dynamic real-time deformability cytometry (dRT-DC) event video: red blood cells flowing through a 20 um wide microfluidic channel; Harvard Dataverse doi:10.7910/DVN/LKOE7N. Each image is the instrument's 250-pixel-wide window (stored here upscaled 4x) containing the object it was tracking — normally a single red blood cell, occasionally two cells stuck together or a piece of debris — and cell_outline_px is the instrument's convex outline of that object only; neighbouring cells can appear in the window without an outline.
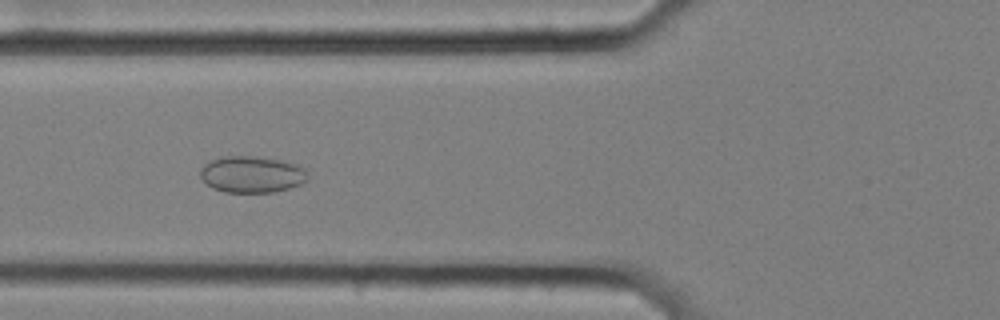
{"species": "common noctule bat (a hibernating species)", "species_latin": "Nyctalus noctula", "temperature_condition": "cold", "stored_images_in_passage": 59, "camera_frame_rate_fps": 3000, "um_per_image_px": 0.085, "animal": {"sex": "female", "body_mass_g": 25.1}, "frame": {"image": 1, "passage_image": 23, "time_ms": 7.333, "image_size_px": [1000, 320], "cell_outline_px": [[308, 180], [300, 184], [276, 192], [224, 192], [212, 188], [200, 176], [200, 168], [204, 164], [220, 156], [256, 156], [280, 160], [296, 164], [304, 168], [308, 172]], "centroid_in_image_um": [21.41, 14.82], "position_along_channel_um": 104.4, "area_um2": 23.0}}
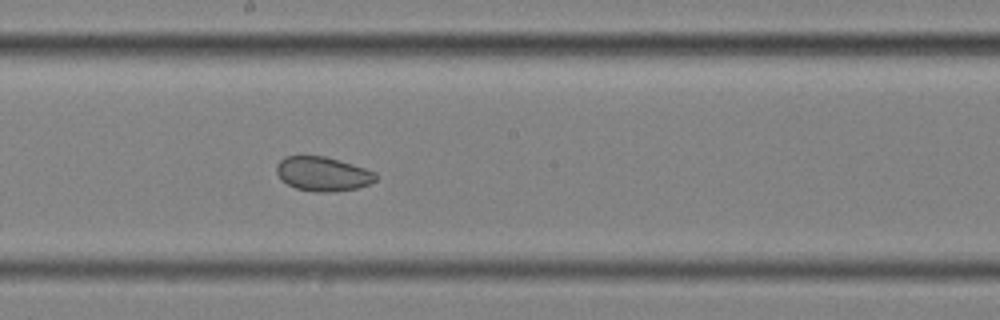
{"frame": {"image": 2, "passage_image": 33, "time_ms": 10.667, "image_size_px": [1000, 320], "cell_outline_px": [[380, 176], [376, 180], [368, 184], [356, 188], [332, 192], [316, 192], [296, 188], [280, 180], [276, 172], [276, 164], [284, 156], [324, 156], [352, 164], [376, 172]], "centroid_in_image_um": [27.43, 14.78], "position_along_channel_um": 220.8, "area_um2": 19.88}}
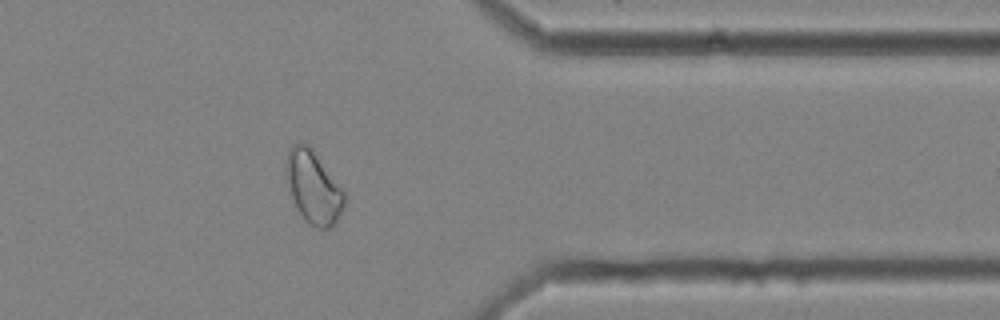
{"frame": {"image": 3, "passage_image": 48, "time_ms": 15.667, "image_size_px": [1000, 320], "cell_outline_px": [[344, 204], [336, 224], [332, 228], [316, 228], [308, 224], [304, 220], [296, 208], [288, 192], [284, 168], [288, 148], [292, 144], [308, 144], [312, 148], [344, 192]], "centroid_in_image_um": [26.58, 15.93], "position_along_channel_um": 384.8, "area_um2": 24.91}, "authors_computed_cell_mechanics": {"area_um2": 26.5302, "velocity_mm_per_s": 3.4928, "shape_relaxation_time_tau1_ms": null, "shape_relaxation_time_tau2_ms": 5.7093, "deformation_change_tau1": null, "deformation_change_tau2": 0.0802}}